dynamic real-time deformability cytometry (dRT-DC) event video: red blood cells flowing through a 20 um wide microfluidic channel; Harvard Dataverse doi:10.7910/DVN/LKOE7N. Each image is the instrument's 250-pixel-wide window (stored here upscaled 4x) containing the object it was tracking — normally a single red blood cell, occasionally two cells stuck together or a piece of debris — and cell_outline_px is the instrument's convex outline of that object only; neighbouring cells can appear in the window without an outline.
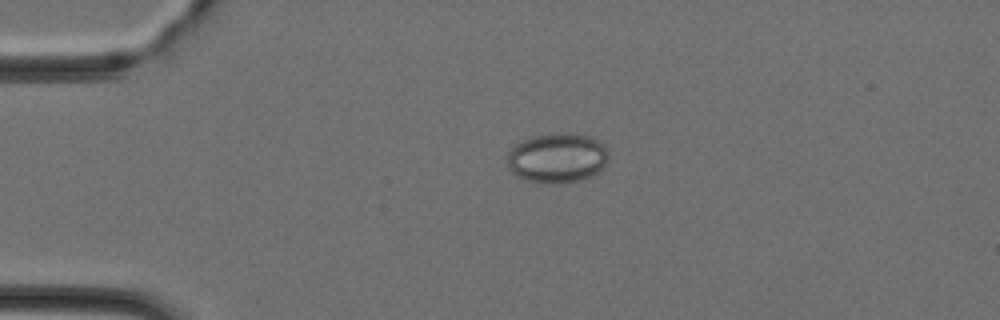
{"species": "Egyptian fruit bat (a non-hibernating species)", "species_latin": "Rousettus aegyptiacus", "temperature_condition": "cold", "stored_images_in_passage": 40, "camera_frame_rate_fps": 3000, "um_per_image_px": 0.085, "animal": {"sex": "female"}, "frame": {"image": 1, "passage_image": 5, "time_ms": 1.333, "image_size_px": [1000, 320], "cell_outline_px": [[608, 160], [592, 176], [580, 180], [560, 184], [528, 180], [512, 172], [508, 168], [508, 152], [516, 144], [532, 136], [548, 132], [568, 132], [592, 136], [604, 144], [608, 148]], "centroid_in_image_um": [47.4, 13.38], "position_along_channel_um": 37.6, "area_um2": 29.59}}
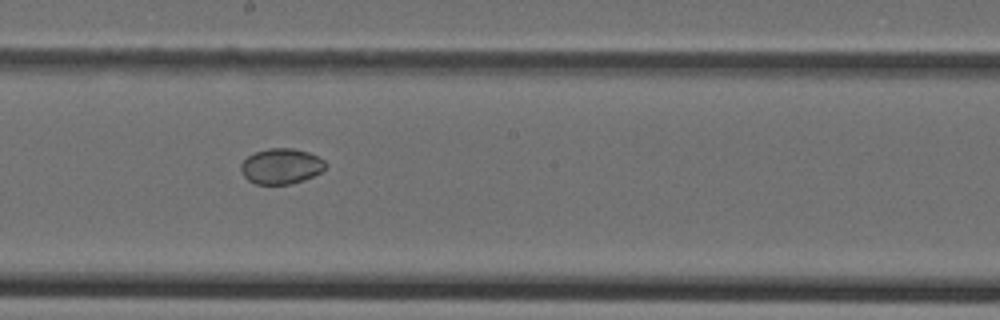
{"frame": {"image": 2, "passage_image": 20, "time_ms": 6.333, "image_size_px": [1000, 320], "cell_outline_px": [[328, 164], [320, 172], [304, 180], [288, 184], [256, 184], [248, 180], [244, 176], [240, 168], [240, 164], [248, 156], [256, 152], [268, 148], [292, 148], [308, 152], [324, 160]], "centroid_in_image_um": [23.89, 14.12], "position_along_channel_um": 224.3, "area_um2": 17.4}}
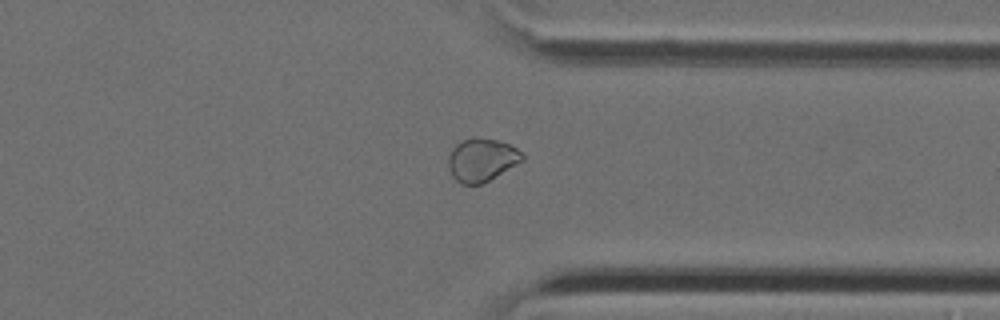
{"frame": {"image": 3, "passage_image": 30, "time_ms": 9.667, "image_size_px": [1000, 320], "cell_outline_px": [[524, 160], [488, 180], [480, 184], [460, 184], [452, 176], [448, 168], [448, 156], [452, 148], [456, 144], [472, 136], [496, 140], [508, 144], [516, 148], [524, 156]], "centroid_in_image_um": [40.91, 13.58], "position_along_channel_um": 370.5, "area_um2": 18.44}}